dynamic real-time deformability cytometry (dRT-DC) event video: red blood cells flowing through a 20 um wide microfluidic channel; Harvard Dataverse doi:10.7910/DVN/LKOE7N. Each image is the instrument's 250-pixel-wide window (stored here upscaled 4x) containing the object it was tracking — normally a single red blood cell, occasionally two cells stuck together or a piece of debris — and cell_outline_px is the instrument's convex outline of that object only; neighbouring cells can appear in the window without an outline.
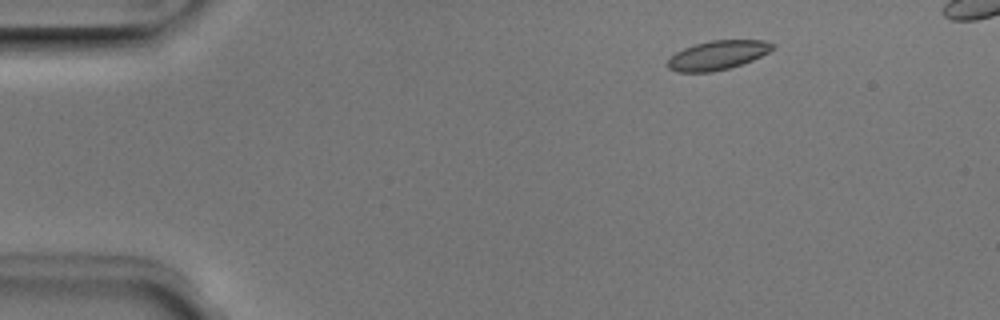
{"species": "Egyptian fruit bat (a non-hibernating species)", "species_latin": "Rousettus aegyptiacus", "temperature_condition": "room temperature", "stored_images_in_passage": 8, "camera_frame_rate_fps": 3000, "um_per_image_px": 0.085, "animal": {"sex": "male"}, "frame": {"image": 1, "passage_image": 2, "time_ms": 0.333, "image_size_px": [1000, 320], "cell_outline_px": [[776, 48], [752, 60], [728, 68], [712, 72], [676, 72], [668, 68], [668, 60], [676, 52], [684, 48], [696, 44], [712, 40], [764, 40], [776, 44]], "centroid_in_image_um": [61.02, 4.68], "position_along_channel_um": 24.0, "area_um2": 17.69}}
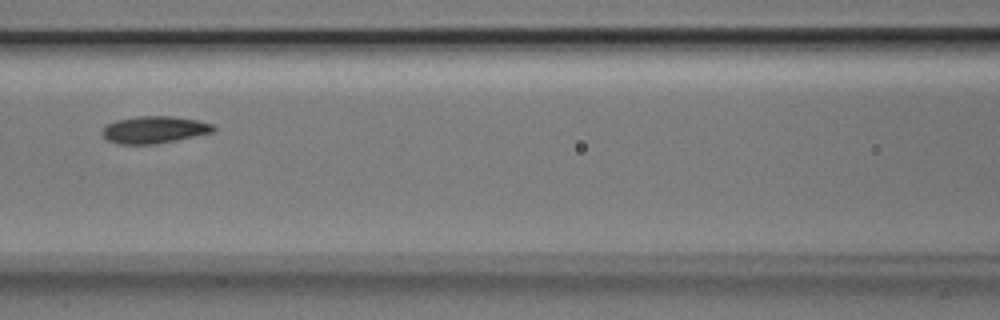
{"frame": {"image": 2, "passage_image": 7, "time_ms": 2.0, "image_size_px": [1000, 320], "cell_outline_px": [[216, 128], [212, 132], [176, 140], [156, 144], [116, 144], [108, 140], [104, 136], [104, 128], [108, 124], [116, 120], [136, 116], [172, 116], [196, 120], [212, 124]], "centroid_in_image_um": [13.11, 11.02], "position_along_channel_um": 153.5, "area_um2": 17.34}}
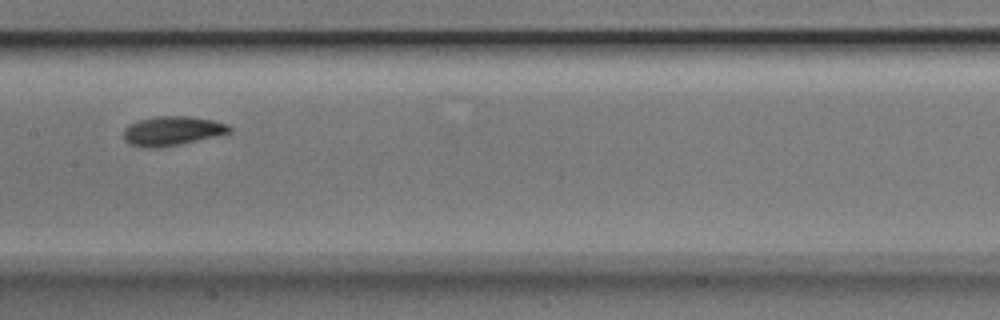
{"frame": {"image": 3, "passage_image": 8, "time_ms": 2.333, "image_size_px": [1000, 320], "cell_outline_px": [[232, 132], [216, 136], [180, 144], [160, 148], [144, 148], [132, 144], [124, 140], [124, 128], [128, 124], [136, 120], [156, 116], [188, 116], [212, 120], [228, 124], [232, 128]], "centroid_in_image_um": [14.62, 11.12], "position_along_channel_um": 192.8, "area_um2": 18.21}}